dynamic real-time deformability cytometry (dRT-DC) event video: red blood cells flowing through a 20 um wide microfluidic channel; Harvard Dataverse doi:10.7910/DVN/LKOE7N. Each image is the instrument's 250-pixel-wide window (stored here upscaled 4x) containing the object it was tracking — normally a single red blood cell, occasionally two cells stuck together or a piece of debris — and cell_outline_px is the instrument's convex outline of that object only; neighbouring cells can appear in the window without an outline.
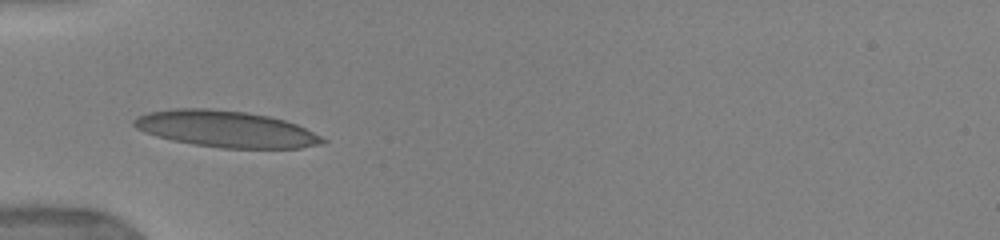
{"species": "human", "species_latin": "Homo sapiens", "temperature_condition": "warm", "stored_images_in_passage": 19, "camera_frame_rate_fps": 3000, "um_per_image_px": 0.085, "donor": {"sex": "female"}, "frame": {"image": 1, "passage_image": 1, "time_ms": 0.0, "image_size_px": [1000, 240], "cell_outline_px": [[328, 140], [320, 144], [300, 148], [220, 148], [192, 144], [172, 140], [156, 136], [144, 132], [136, 128], [132, 124], [132, 120], [136, 116], [148, 112], [172, 108], [208, 108], [244, 112], [268, 116], [284, 120], [296, 124]], "centroid_in_image_um": [19.14, 10.96], "position_along_channel_um": 65.9, "area_um2": 40.06}}